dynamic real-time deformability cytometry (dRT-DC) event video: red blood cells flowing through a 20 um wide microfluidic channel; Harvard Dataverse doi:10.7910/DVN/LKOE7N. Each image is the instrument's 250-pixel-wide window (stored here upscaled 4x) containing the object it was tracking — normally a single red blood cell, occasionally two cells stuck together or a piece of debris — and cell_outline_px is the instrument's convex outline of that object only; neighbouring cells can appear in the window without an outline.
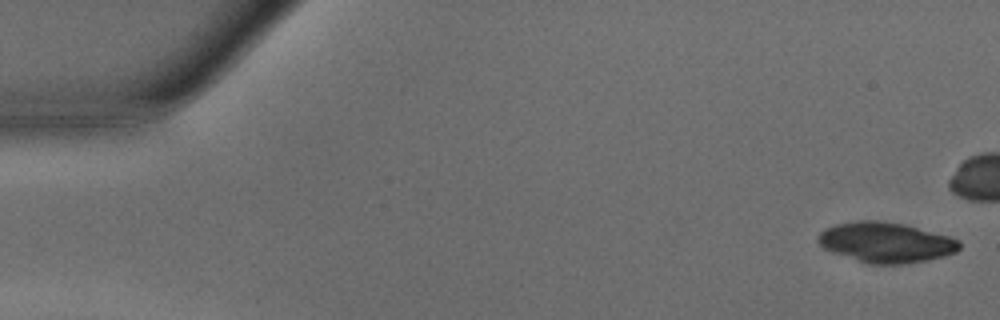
{"species": "common noctule bat (a hibernating species)", "species_latin": "Nyctalus noctula", "temperature_condition": "warm", "stored_images_in_passage": 24, "camera_frame_rate_fps": 3000, "um_per_image_px": 0.085, "animal": {"sex": "male", "body_mass_g": 15.6}, "frame": {"image": 1, "passage_image": 1, "time_ms": 0.0, "image_size_px": [1000, 320], "cell_outline_px": [[960, 248], [956, 252], [944, 256], [928, 260], [904, 264], [868, 264], [832, 252], [824, 248], [816, 240], [816, 236], [824, 228], [836, 224], [856, 220], [880, 220], [904, 224], [948, 236], [960, 240]], "centroid_in_image_um": [75.27, 20.6], "position_along_channel_um": 9.7, "area_um2": 33.35}}